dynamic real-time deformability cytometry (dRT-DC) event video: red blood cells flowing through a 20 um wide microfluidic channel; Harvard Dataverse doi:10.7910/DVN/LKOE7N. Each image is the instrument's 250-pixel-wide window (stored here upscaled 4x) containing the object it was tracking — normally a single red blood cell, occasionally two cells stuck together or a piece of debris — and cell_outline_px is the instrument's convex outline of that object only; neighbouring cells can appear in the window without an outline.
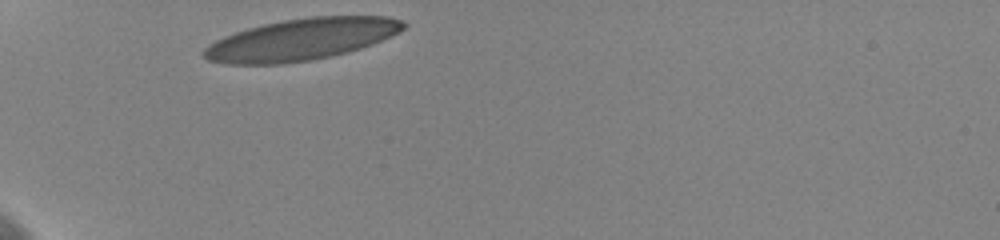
{"species": "human", "species_latin": "Homo sapiens", "temperature_condition": "cold", "stored_images_in_passage": 31, "camera_frame_rate_fps": 3000, "um_per_image_px": 0.085, "donor": {"sex": "female"}, "frame": {"image": 1, "passage_image": 1, "time_ms": 0.0, "image_size_px": [1000, 240], "cell_outline_px": [[408, 24], [400, 32], [372, 44], [348, 52], [308, 60], [280, 64], [224, 64], [208, 60], [200, 52], [208, 44], [224, 36], [248, 28], [264, 24], [284, 20], [312, 16], [388, 16], [400, 20]], "centroid_in_image_um": [25.6, 3.35], "position_along_channel_um": 59.4, "area_um2": 48.26}}
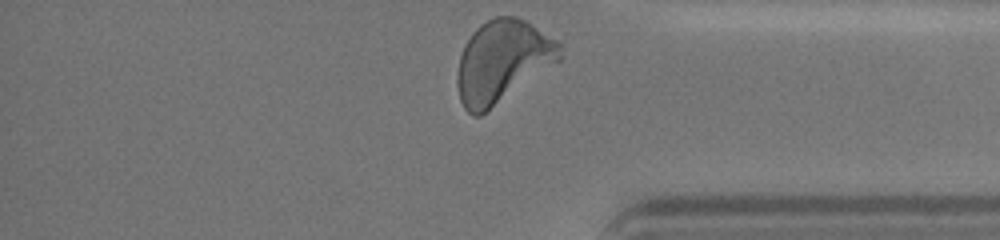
{"frame": {"image": 2, "passage_image": 31, "time_ms": 10.0, "image_size_px": [1000, 240], "cell_outline_px": [[560, 60], [480, 116], [472, 116], [464, 108], [460, 100], [456, 84], [456, 76], [460, 56], [464, 44], [472, 32], [480, 24], [496, 16], [516, 16], [524, 20], [556, 40], [560, 44]], "centroid_in_image_um": [42.65, 5.22], "position_along_channel_um": 392.5, "area_um2": 48.73}, "authors_computed_cell_mechanics": {"area_um2": 46.3556, "velocity_mm_per_s": 3.5802, "shape_relaxation_time_tau1_ms": 3.7185, "shape_relaxation_time_tau2_ms": null, "deformation_change_tau1": 0.1495, "deformation_change_tau2": null}}